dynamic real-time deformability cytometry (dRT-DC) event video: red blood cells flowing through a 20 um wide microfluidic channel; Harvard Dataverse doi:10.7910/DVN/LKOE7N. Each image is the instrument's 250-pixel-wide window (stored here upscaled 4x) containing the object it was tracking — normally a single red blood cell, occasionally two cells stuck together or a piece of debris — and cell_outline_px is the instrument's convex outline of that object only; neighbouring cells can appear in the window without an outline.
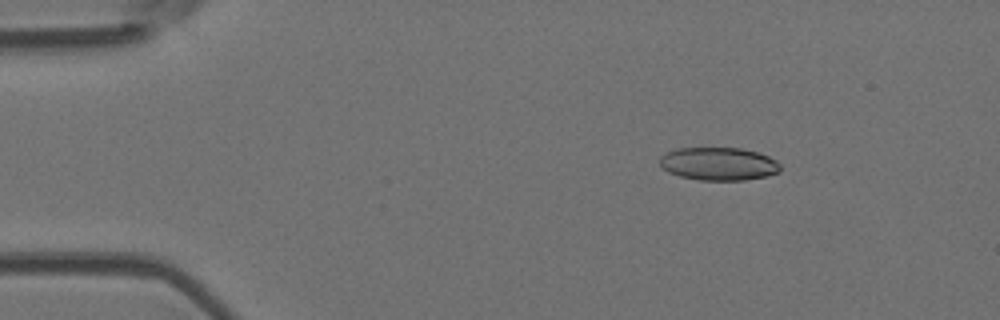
{"species": "Egyptian fruit bat (a non-hibernating species)", "species_latin": "Rousettus aegyptiacus", "temperature_condition": "room temperature", "stored_images_in_passage": 5, "camera_frame_rate_fps": 3000, "um_per_image_px": 0.085, "animal": {"sex": "female"}, "frame": {"image": 1, "passage_image": 3, "time_ms": 2.0, "image_size_px": [1000, 320], "cell_outline_px": [[780, 172], [764, 176], [744, 180], [700, 180], [680, 176], [668, 172], [660, 164], [660, 156], [676, 148], [740, 148], [756, 152], [768, 156], [776, 160], [780, 164]], "centroid_in_image_um": [61.08, 13.92], "position_along_channel_um": 23.9, "area_um2": 23.06}}
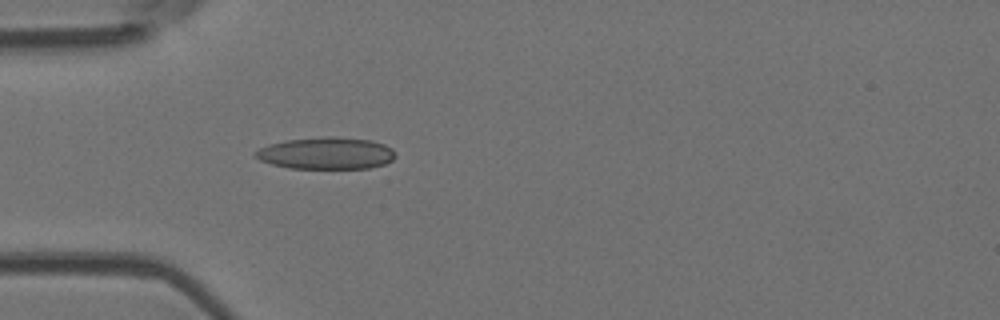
{"frame": {"image": 2, "passage_image": 5, "time_ms": 4.667, "image_size_px": [1000, 320], "cell_outline_px": [[396, 156], [392, 160], [384, 164], [368, 168], [288, 168], [272, 164], [260, 160], [252, 152], [268, 144], [288, 140], [328, 136], [332, 136], [372, 140], [384, 144], [392, 148], [396, 152]], "centroid_in_image_um": [27.75, 13.02], "position_along_channel_um": 57.3, "area_um2": 26.07}}